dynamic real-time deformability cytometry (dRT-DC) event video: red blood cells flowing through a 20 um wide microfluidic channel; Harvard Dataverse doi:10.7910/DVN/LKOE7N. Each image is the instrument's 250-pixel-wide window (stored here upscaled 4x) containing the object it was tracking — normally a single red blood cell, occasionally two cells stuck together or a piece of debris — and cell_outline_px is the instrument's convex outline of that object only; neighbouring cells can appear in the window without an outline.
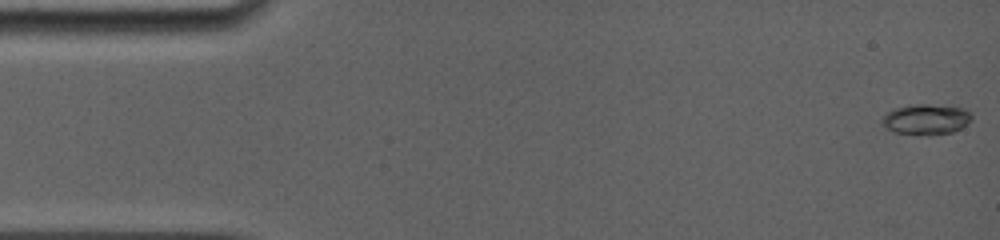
{"species": "common noctule bat (a hibernating species)", "species_latin": "Nyctalus noctula", "temperature_condition": "room temperature", "stored_images_in_passage": 82, "camera_frame_rate_fps": 5000, "um_per_image_px": 0.085, "animal": {"sex": "female", "body_mass_g": 19.0, "forearm_length_mm": 56.7}, "frame": {"image": 1, "passage_image": 1, "time_ms": 0.0, "image_size_px": [1000, 240], "cell_outline_px": [[972, 116], [960, 128], [952, 132], [932, 136], [916, 136], [892, 132], [884, 128], [880, 124], [880, 120], [884, 112], [892, 108], [912, 104], [928, 104], [964, 108]], "centroid_in_image_um": [78.57, 10.17], "position_along_channel_um": 6.4, "area_um2": 16.47}}
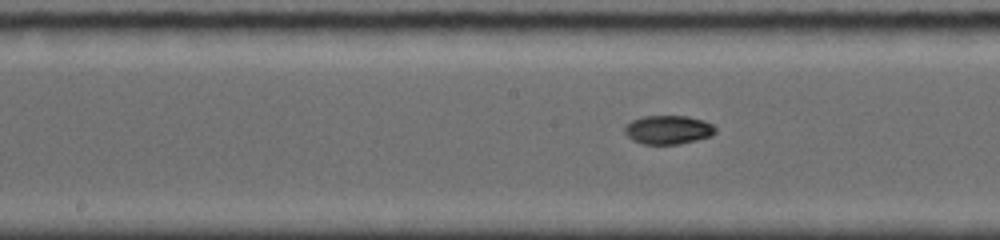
{"frame": {"image": 2, "passage_image": 41, "time_ms": 8.0, "image_size_px": [1000, 240], "cell_outline_px": [[716, 132], [712, 136], [680, 144], [644, 144], [632, 140], [624, 132], [624, 128], [632, 120], [644, 116], [688, 116], [704, 120], [712, 124], [716, 128]], "centroid_in_image_um": [56.82, 11.03], "position_along_channel_um": 191.4, "area_um2": 15.26}}
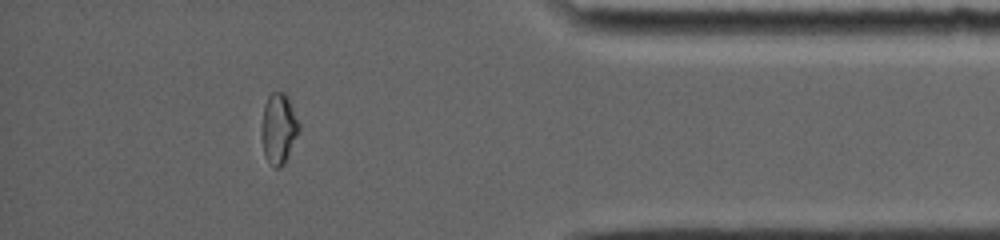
{"frame": {"image": 3, "passage_image": 72, "time_ms": 14.2, "image_size_px": [1000, 240], "cell_outline_px": [[300, 132], [284, 164], [280, 168], [276, 168], [264, 156], [264, 104], [268, 96], [272, 92], [284, 92], [288, 96], [300, 124]], "centroid_in_image_um": [23.76, 10.91], "position_along_channel_um": 411.4, "area_um2": 14.97}, "authors_computed_cell_mechanics": {"area_um2": 15.0858, "velocity_mm_per_s": 3.8732, "shape_relaxation_time_tau1_ms": null, "shape_relaxation_time_tau2_ms": 7.3579, "deformation_change_tau1": null, "deformation_change_tau2": 0.0373}}